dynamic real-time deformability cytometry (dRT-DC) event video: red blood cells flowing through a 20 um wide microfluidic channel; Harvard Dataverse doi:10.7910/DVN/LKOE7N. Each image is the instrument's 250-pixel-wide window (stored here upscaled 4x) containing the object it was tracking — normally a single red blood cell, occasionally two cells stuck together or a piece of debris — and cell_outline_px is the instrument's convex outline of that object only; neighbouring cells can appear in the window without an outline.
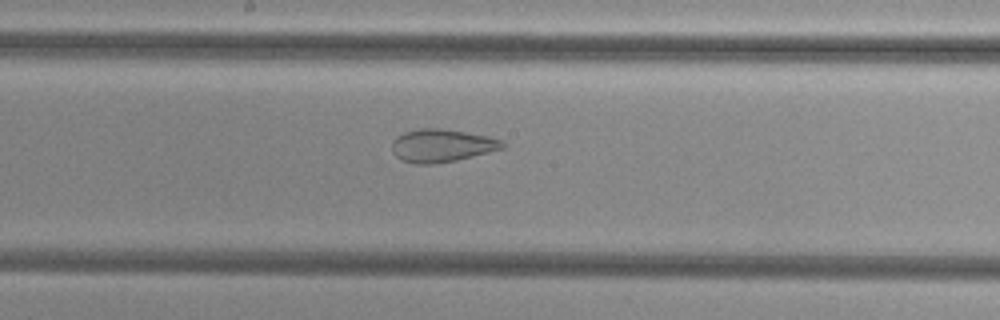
{"species": "common noctule bat (a hibernating species)", "species_latin": "Nyctalus noctula", "temperature_condition": "cold", "stored_images_in_passage": 55, "camera_frame_rate_fps": 3000, "um_per_image_px": 0.085, "animal": {"sex": "female", "body_mass_g": 29.2, "forearm_length_mm": 56.3}, "frame": {"image": 1, "passage_image": 30, "time_ms": 9.667, "image_size_px": [1000, 320], "cell_outline_px": [[504, 148], [456, 160], [432, 164], [416, 164], [404, 160], [396, 156], [392, 152], [392, 140], [396, 136], [404, 132], [420, 128], [440, 128], [488, 136], [504, 140]], "centroid_in_image_um": [37.53, 12.36], "position_along_channel_um": 210.7, "area_um2": 21.1}}
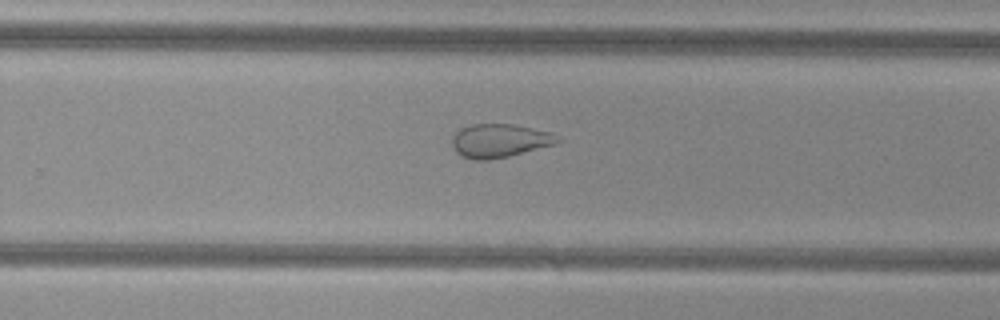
{"frame": {"image": 2, "passage_image": 36, "time_ms": 11.667, "image_size_px": [1000, 320], "cell_outline_px": [[564, 140], [552, 144], [508, 156], [488, 160], [476, 160], [460, 156], [452, 148], [452, 136], [460, 128], [472, 124], [512, 124], [552, 132]], "centroid_in_image_um": [42.43, 11.95], "position_along_channel_um": 287.4, "area_um2": 20.58}}
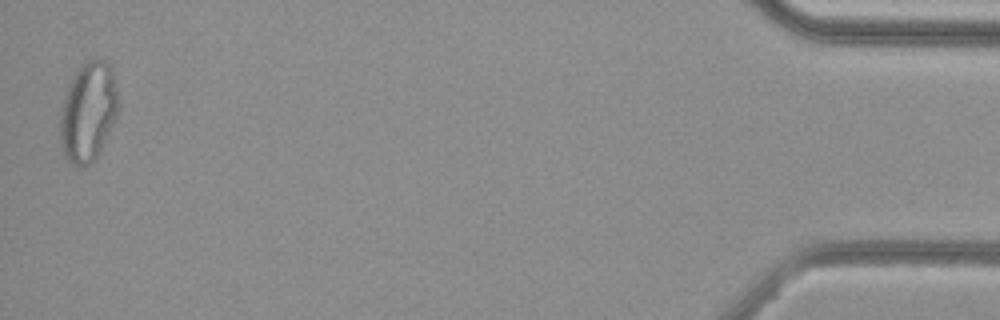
{"frame": {"image": 3, "passage_image": 54, "time_ms": 17.667, "image_size_px": [1000, 320], "cell_outline_px": [[116, 116], [92, 164], [72, 164], [68, 160], [64, 152], [60, 140], [60, 116], [64, 100], [72, 76], [80, 64], [88, 60], [104, 60], [112, 68], [116, 92]], "centroid_in_image_um": [7.46, 9.47], "position_along_channel_um": 427.7, "area_um2": 32.6}}